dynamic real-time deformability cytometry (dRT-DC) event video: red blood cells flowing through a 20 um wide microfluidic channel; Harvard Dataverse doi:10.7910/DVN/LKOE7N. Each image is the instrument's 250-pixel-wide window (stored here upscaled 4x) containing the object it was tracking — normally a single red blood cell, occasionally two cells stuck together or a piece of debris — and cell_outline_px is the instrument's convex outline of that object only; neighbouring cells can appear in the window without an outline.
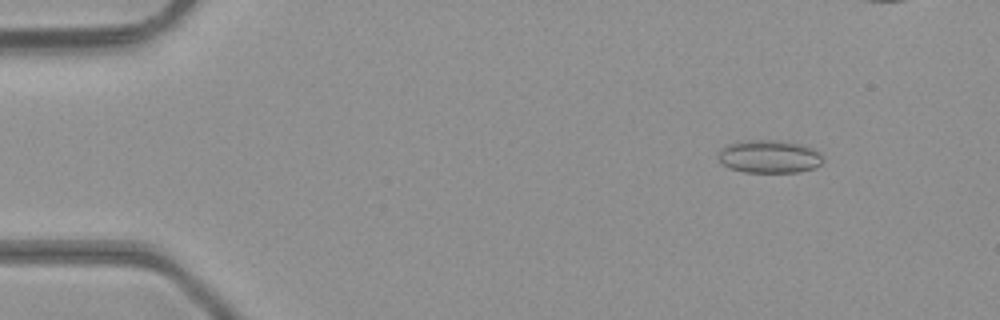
{"species": "common noctule bat (a hibernating species)", "species_latin": "Nyctalus noctula", "temperature_condition": "room temperature", "stored_images_in_passage": 5, "camera_frame_rate_fps": 3000, "um_per_image_px": 0.085, "animal": {"sex": "male", "body_mass_g": 23.1, "forearm_length_mm": 52.7}, "frame": {"image": 1, "passage_image": 2, "time_ms": 0.333, "image_size_px": [1000, 320], "cell_outline_px": [[824, 160], [816, 168], [800, 172], [744, 172], [728, 168], [716, 156], [720, 148], [732, 144], [748, 140], [776, 140], [800, 144], [812, 148], [820, 152]], "centroid_in_image_um": [65.41, 13.32], "position_along_channel_um": 19.6, "area_um2": 20.17}}